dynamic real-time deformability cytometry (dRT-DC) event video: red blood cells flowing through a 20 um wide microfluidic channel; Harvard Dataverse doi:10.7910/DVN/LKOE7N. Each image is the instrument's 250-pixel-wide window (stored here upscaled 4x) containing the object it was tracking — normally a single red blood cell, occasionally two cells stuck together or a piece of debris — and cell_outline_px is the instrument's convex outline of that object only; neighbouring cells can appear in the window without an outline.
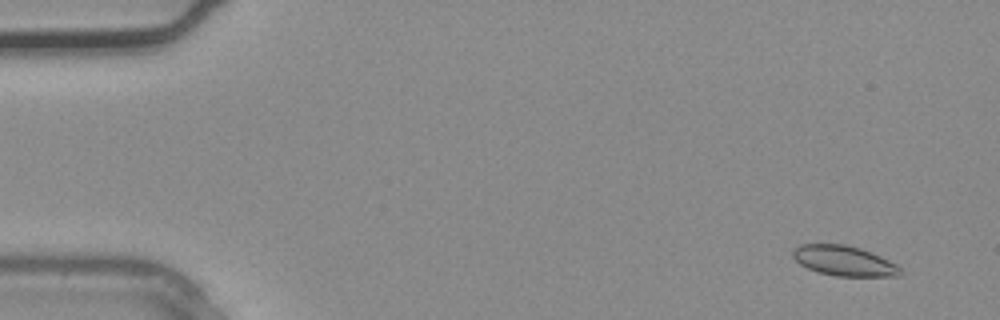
{"species": "common noctule bat (a hibernating species)", "species_latin": "Nyctalus noctula", "temperature_condition": "warm", "stored_images_in_passage": 4, "camera_frame_rate_fps": 3000, "um_per_image_px": 0.085, "animal": {"sex": "male", "body_mass_g": 20.4}, "frame": {"image": 1, "passage_image": 1, "time_ms": 0.0, "image_size_px": [1000, 320], "cell_outline_px": [[904, 272], [900, 276], [836, 276], [820, 272], [808, 268], [800, 264], [792, 256], [792, 248], [800, 244], [844, 244], [860, 248], [880, 256], [896, 264]], "centroid_in_image_um": [71.74, 22.16], "position_along_channel_um": 13.3, "area_um2": 18.84}}
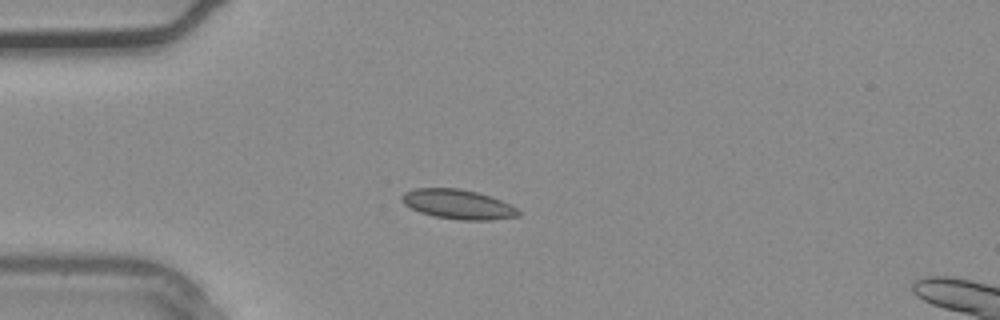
{"frame": {"image": 2, "passage_image": 3, "time_ms": 0.667, "image_size_px": [1000, 320], "cell_outline_px": [[520, 216], [492, 220], [460, 220], [432, 216], [420, 212], [404, 204], [400, 200], [400, 196], [404, 192], [416, 188], [460, 188], [476, 192], [500, 200], [516, 208], [520, 212]], "centroid_in_image_um": [38.89, 17.37], "position_along_channel_um": 46.1, "area_um2": 20.06}}